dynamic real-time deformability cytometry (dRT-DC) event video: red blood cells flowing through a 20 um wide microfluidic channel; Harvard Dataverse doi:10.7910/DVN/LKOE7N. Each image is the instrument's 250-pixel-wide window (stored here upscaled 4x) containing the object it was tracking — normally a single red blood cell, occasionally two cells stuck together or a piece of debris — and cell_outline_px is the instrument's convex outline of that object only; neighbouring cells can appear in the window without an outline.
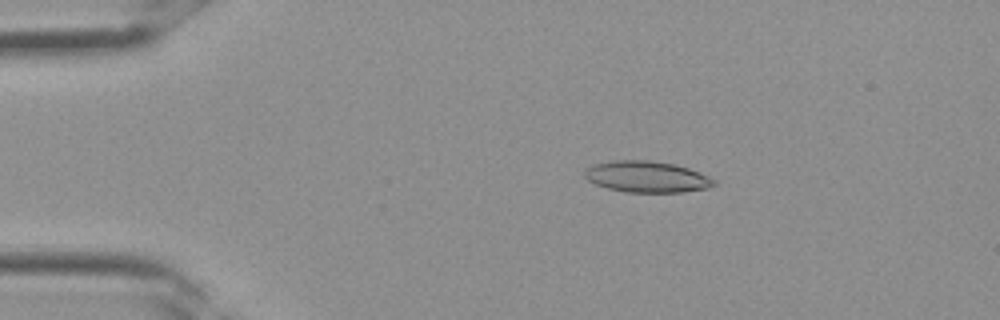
{"species": "Egyptian fruit bat (a non-hibernating species)", "species_latin": "Rousettus aegyptiacus", "temperature_condition": "room temperature", "stored_images_in_passage": 35, "camera_frame_rate_fps": 3000, "um_per_image_px": 0.085, "frame": {"image": 1, "passage_image": 7, "time_ms": 2.0, "image_size_px": [1000, 320], "cell_outline_px": [[716, 184], [708, 188], [680, 192], [628, 192], [608, 188], [596, 184], [588, 180], [584, 176], [584, 168], [592, 164], [612, 160], [652, 160], [672, 164], [688, 168], [700, 172], [716, 180]], "centroid_in_image_um": [54.95, 15.01], "position_along_channel_um": 30.0, "area_um2": 23.64}}
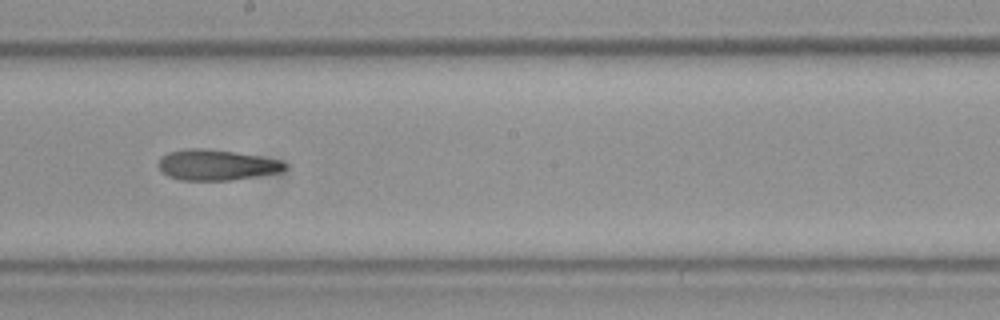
{"frame": {"image": 2, "passage_image": 20, "time_ms": 6.333, "image_size_px": [1000, 320], "cell_outline_px": [[288, 168], [280, 172], [232, 180], [180, 180], [168, 176], [156, 164], [168, 152], [188, 148], [200, 148], [236, 152], [280, 160], [288, 164]], "centroid_in_image_um": [18.42, 14.02], "position_along_channel_um": 229.8, "area_um2": 22.48}}
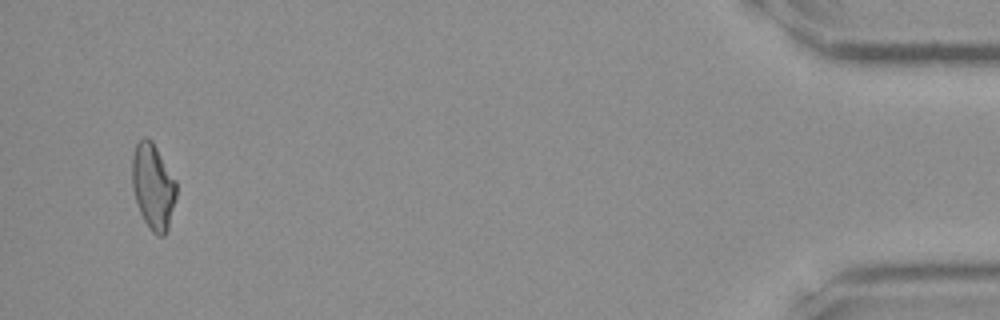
{"frame": {"image": 3, "passage_image": 34, "time_ms": 11.0, "image_size_px": [1000, 320], "cell_outline_px": [[176, 196], [168, 228], [164, 236], [156, 236], [148, 228], [140, 212], [132, 188], [132, 156], [136, 144], [144, 136], [148, 136], [152, 140], [176, 180]], "centroid_in_image_um": [13.01, 15.84], "position_along_channel_um": 422.2, "area_um2": 22.2}}